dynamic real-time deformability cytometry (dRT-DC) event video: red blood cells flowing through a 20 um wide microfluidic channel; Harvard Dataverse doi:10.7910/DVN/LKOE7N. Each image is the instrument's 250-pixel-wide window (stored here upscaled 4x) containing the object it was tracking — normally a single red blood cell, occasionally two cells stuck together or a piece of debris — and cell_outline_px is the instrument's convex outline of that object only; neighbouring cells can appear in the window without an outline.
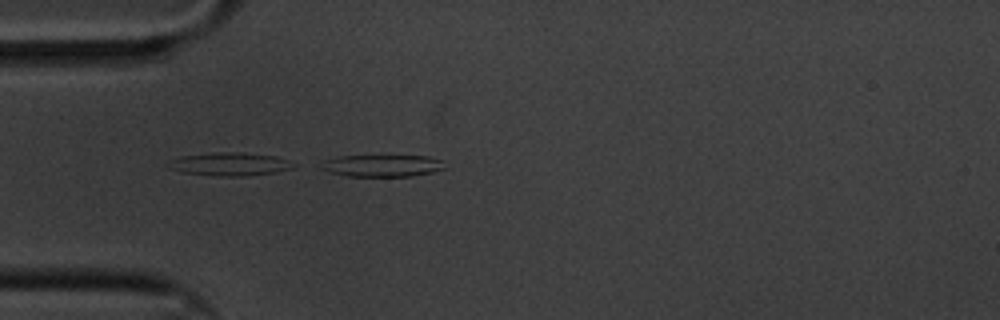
{"species": "common noctule bat (a hibernating species)", "species_latin": "Nyctalus noctula", "temperature_condition": "cold", "stored_images_in_passage": 16, "camera_frame_rate_fps": 3000, "um_per_image_px": 0.085, "animal": {"sex": "male", "body_mass_g": 20.1, "forearm_length_mm": 53.5}, "frame": {"image": 1, "passage_image": 16, "time_ms": 5.0, "image_size_px": [1000, 320], "cell_outline_px": [[444, 168], [432, 172], [412, 176], [348, 176], [332, 172], [320, 168], [316, 164], [324, 160], [340, 156], [428, 156], [444, 160]], "centroid_in_image_um": [32.47, 14.07], "position_along_channel_um": 52.5, "area_um2": 15.84}}